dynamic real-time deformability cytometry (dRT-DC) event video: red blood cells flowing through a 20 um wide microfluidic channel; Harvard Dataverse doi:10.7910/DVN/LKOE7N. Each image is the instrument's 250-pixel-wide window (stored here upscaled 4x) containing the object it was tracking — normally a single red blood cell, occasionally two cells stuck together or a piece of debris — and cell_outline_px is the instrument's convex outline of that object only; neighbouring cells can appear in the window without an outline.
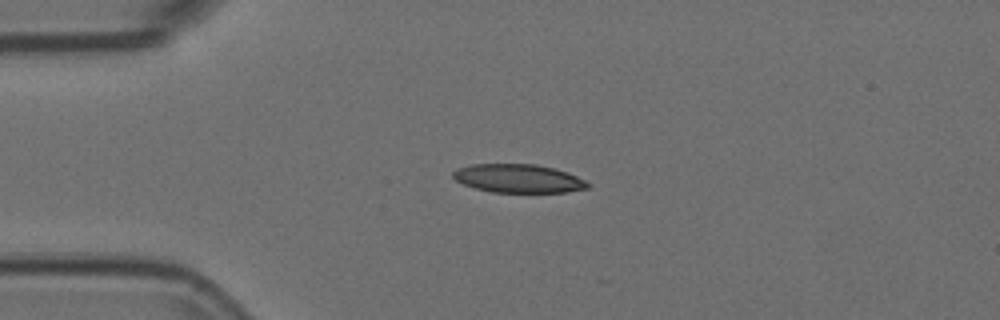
{"species": "Egyptian fruit bat (a non-hibernating species)", "species_latin": "Rousettus aegyptiacus", "temperature_condition": "room temperature", "stored_images_in_passage": 1, "camera_frame_rate_fps": 3000, "um_per_image_px": 0.085, "animal": {"sex": "female"}, "frame": {"image": 1, "passage_image": 1, "time_ms": 0.0, "image_size_px": [1000, 320], "cell_outline_px": [[588, 188], [568, 192], [492, 192], [476, 188], [464, 184], [456, 180], [452, 176], [452, 172], [456, 168], [472, 164], [536, 164], [568, 172], [584, 180], [588, 184]], "centroid_in_image_um": [44.03, 15.16], "position_along_channel_um": 41.0, "area_um2": 22.25}}